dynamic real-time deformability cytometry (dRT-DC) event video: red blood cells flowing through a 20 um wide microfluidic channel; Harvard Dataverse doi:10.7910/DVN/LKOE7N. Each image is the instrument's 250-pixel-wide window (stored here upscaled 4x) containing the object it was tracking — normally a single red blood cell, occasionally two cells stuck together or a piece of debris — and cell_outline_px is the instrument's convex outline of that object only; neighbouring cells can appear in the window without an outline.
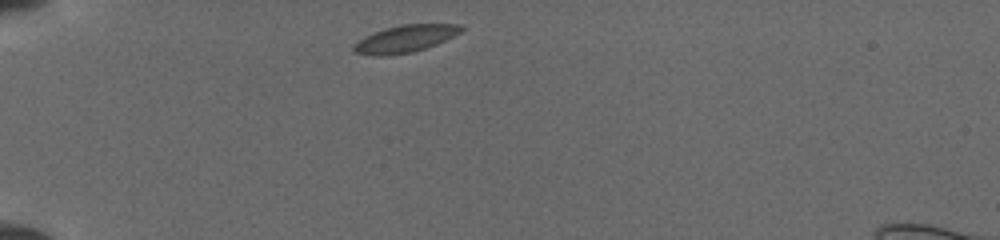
{"species": "common noctule bat (a hibernating species)", "species_latin": "Nyctalus noctula", "temperature_condition": "cold", "stored_images_in_passage": 3, "camera_frame_rate_fps": 3000, "um_per_image_px": 0.085, "animal": {"sex": "female", "body_mass_g": 19.5, "forearm_length_mm": 54.1}, "frame": {"image": 1, "passage_image": 1, "time_ms": 0.0, "image_size_px": [1000, 240], "cell_outline_px": [[464, 28], [460, 32], [436, 44], [412, 52], [384, 56], [376, 56], [352, 52], [352, 44], [364, 36], [384, 28], [400, 24], [460, 24]], "centroid_in_image_um": [34.36, 3.29], "position_along_channel_um": 50.6, "area_um2": 17.05}}